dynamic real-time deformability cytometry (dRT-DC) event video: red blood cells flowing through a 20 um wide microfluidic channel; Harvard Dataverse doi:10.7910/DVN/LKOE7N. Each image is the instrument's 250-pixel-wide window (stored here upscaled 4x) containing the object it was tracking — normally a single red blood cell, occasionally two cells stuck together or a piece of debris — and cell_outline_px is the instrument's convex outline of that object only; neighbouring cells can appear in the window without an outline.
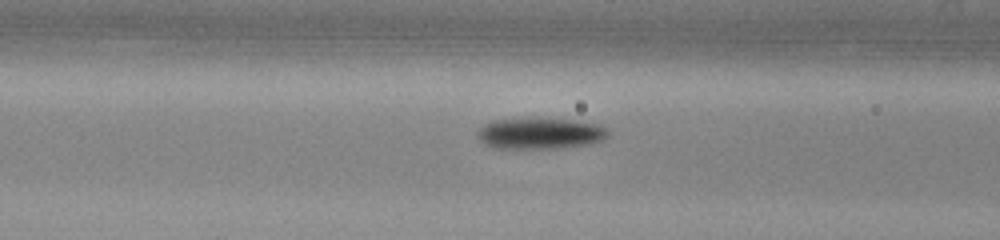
{"species": "common noctule bat (a hibernating species)", "species_latin": "Nyctalus noctula", "temperature_condition": "warm", "stored_images_in_passage": 32, "camera_frame_rate_fps": 3000, "um_per_image_px": 0.085, "animal": {"sex": "male", "body_mass_g": 13.0, "forearm_length_mm": 53.1}, "frame": {"image": 1, "passage_image": 7, "time_ms": 2.0, "image_size_px": [1000, 240], "cell_outline_px": [[608, 136], [600, 140], [588, 144], [560, 148], [492, 148], [484, 144], [476, 136], [476, 132], [484, 124], [492, 120], [572, 120], [600, 124], [608, 132]], "centroid_in_image_um": [45.86, 11.37], "position_along_channel_um": 120.7, "area_um2": 23.18}}
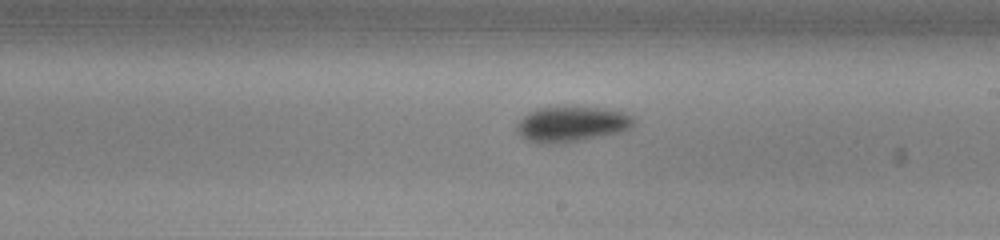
{"frame": {"image": 2, "passage_image": 16, "time_ms": 5.0, "image_size_px": [1000, 240], "cell_outline_px": [[636, 120], [632, 128], [620, 132], [576, 140], [528, 140], [516, 128], [516, 124], [528, 112], [536, 108], [564, 104], [604, 108], [624, 112], [632, 116]], "centroid_in_image_um": [48.67, 10.43], "position_along_channel_um": 240.3, "area_um2": 23.7}}
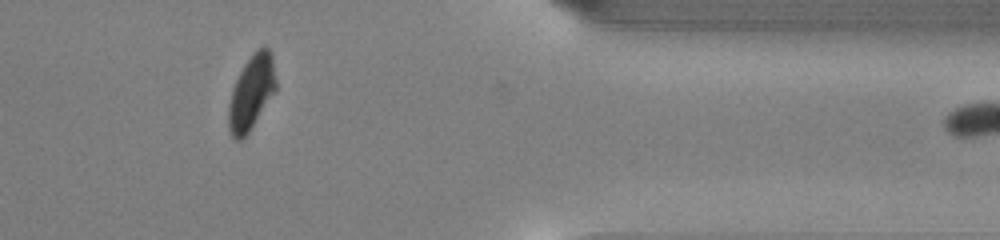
{"frame": {"image": 3, "passage_image": 29, "time_ms": 9.333, "image_size_px": [1000, 240], "cell_outline_px": [[276, 92], [248, 132], [240, 140], [236, 140], [232, 136], [228, 128], [228, 104], [232, 88], [244, 64], [252, 52], [264, 44], [272, 52], [276, 80]], "centroid_in_image_um": [21.38, 7.81], "position_along_channel_um": 390.0, "area_um2": 20.81}, "authors_computed_cell_mechanics": {"area_um2": 23.2067, "velocity_mm_per_s": 3.9998, "shape_relaxation_time_tau1_ms": 1.9348, "shape_relaxation_time_tau2_ms": 4.5035, "deformation_change_tau1": 0.121, "deformation_change_tau2": 0.0893}}